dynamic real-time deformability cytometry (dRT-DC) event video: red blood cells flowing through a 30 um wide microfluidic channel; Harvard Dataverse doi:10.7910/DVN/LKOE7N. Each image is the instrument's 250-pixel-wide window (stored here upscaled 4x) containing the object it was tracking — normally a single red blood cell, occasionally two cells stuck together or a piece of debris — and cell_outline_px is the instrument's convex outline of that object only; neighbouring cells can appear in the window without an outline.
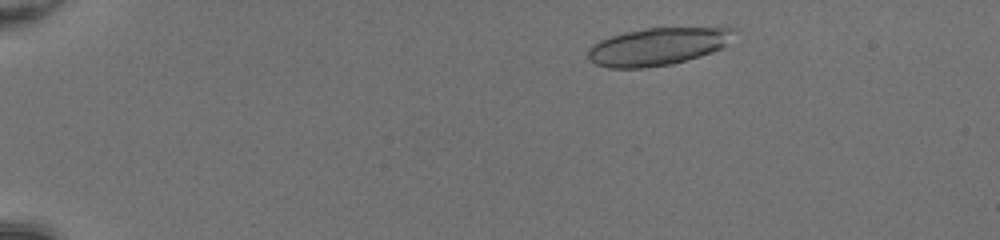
{"species": "common noctule bat (a hibernating species)", "species_latin": "Nyctalus noctula", "temperature_condition": "room temperature", "stored_images_in_passage": 18, "camera_frame_rate_fps": 3000, "um_per_image_px": 0.085, "animal": {"sex": "female", "body_mass_g": 20.0, "forearm_length_mm": 54.0}, "frame": {"image": 1, "passage_image": 5, "time_ms": 1.333, "image_size_px": [1000, 240], "cell_outline_px": [[736, 28], [728, 44], [712, 52], [700, 56], [672, 64], [644, 68], [608, 68], [596, 64], [588, 56], [588, 48], [592, 44], [600, 40], [624, 32], [648, 28], [720, 24], [728, 24]], "centroid_in_image_um": [56.05, 3.89], "position_along_channel_um": 29.0, "area_um2": 33.06}}